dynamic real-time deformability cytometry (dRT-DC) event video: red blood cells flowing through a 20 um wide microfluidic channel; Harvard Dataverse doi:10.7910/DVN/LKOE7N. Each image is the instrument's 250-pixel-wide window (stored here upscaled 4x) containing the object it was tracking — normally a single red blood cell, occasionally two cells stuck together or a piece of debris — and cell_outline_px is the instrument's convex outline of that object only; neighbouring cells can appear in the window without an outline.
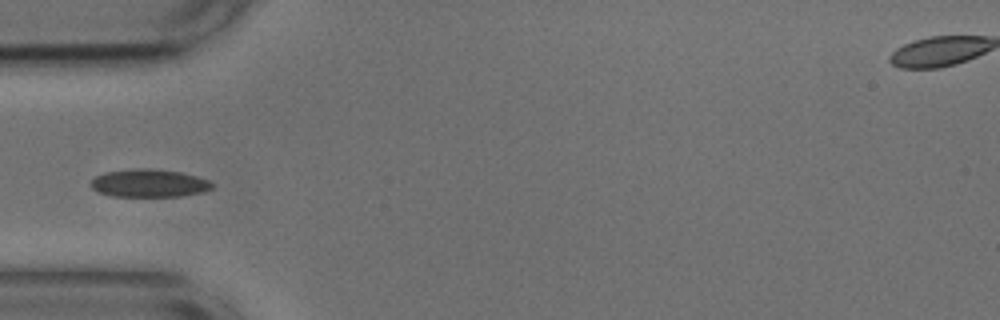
{"species": "common noctule bat (a hibernating species)", "species_latin": "Nyctalus noctula", "temperature_condition": "cold", "stored_images_in_passage": 38, "camera_frame_rate_fps": 3000, "um_per_image_px": 0.085, "animal": {"sex": "male", "body_mass_g": 17.9, "forearm_length_mm": 54.2}, "frame": {"image": 1, "passage_image": 1, "time_ms": 0.0, "image_size_px": [1000, 320], "cell_outline_px": [[216, 184], [212, 188], [204, 192], [180, 196], [112, 196], [100, 192], [92, 188], [92, 180], [96, 176], [104, 172], [132, 168], [148, 168], [180, 172], [196, 176], [208, 180]], "centroid_in_image_um": [12.7, 15.56], "position_along_channel_um": 72.3, "area_um2": 19.71}}
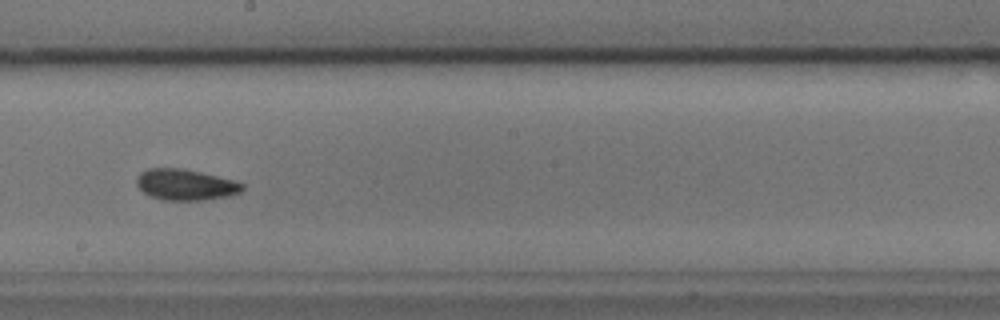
{"frame": {"image": 2, "passage_image": 14, "time_ms": 4.333, "image_size_px": [1000, 320], "cell_outline_px": [[244, 188], [240, 192], [232, 196], [204, 200], [164, 200], [148, 196], [136, 184], [136, 176], [140, 172], [148, 168], [184, 168], [232, 180], [244, 184]], "centroid_in_image_um": [15.75, 15.7], "position_along_channel_um": 232.5, "area_um2": 19.25}}
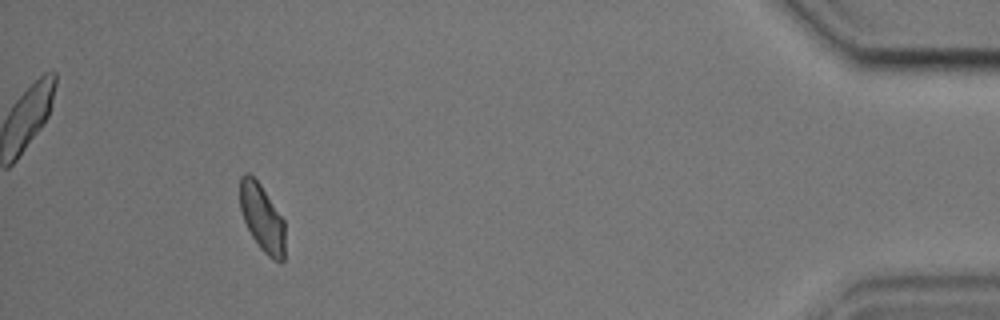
{"frame": {"image": 3, "passage_image": 34, "time_ms": 11.0, "image_size_px": [1000, 320], "cell_outline_px": [[284, 260], [276, 260], [268, 256], [260, 248], [252, 236], [244, 220], [240, 208], [240, 176], [244, 172], [248, 172], [260, 184], [284, 220]], "centroid_in_image_um": [22.26, 18.49], "position_along_channel_um": 412.9, "area_um2": 17.4}}